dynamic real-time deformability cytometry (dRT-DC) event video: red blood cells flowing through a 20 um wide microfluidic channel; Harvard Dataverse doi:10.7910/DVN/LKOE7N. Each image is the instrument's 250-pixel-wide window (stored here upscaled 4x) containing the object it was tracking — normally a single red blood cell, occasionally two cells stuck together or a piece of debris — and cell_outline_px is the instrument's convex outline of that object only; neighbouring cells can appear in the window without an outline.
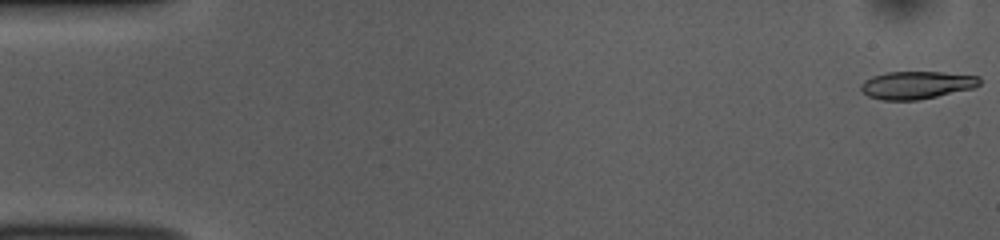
{"species": "common noctule bat (a hibernating species)", "species_latin": "Nyctalus noctula", "temperature_condition": "room temperature", "stored_images_in_passage": 52, "camera_frame_rate_fps": 3000, "um_per_image_px": 0.085, "animal": {"sex": "female", "body_mass_g": 10.0, "forearm_length_mm": 53.1}, "frame": {"image": 1, "passage_image": 1, "time_ms": 0.0, "image_size_px": [1000, 240], "cell_outline_px": [[980, 84], [972, 88], [936, 96], [916, 100], [880, 100], [868, 96], [860, 88], [860, 84], [864, 80], [872, 76], [888, 72], [944, 72], [980, 76]], "centroid_in_image_um": [77.88, 7.22], "position_along_channel_um": 7.1, "area_um2": 19.07}}
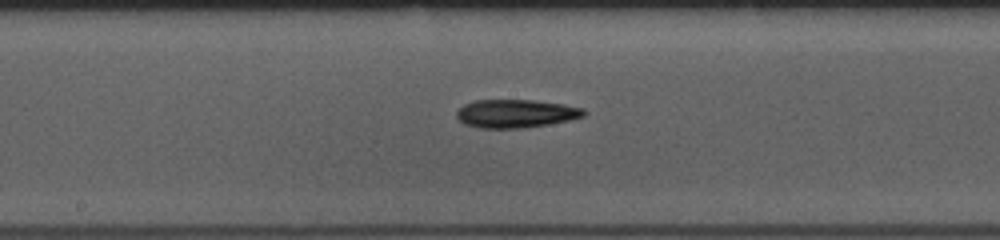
{"frame": {"image": 2, "passage_image": 27, "time_ms": 8.667, "image_size_px": [1000, 240], "cell_outline_px": [[588, 112], [584, 116], [568, 120], [548, 124], [516, 128], [480, 128], [464, 124], [456, 116], [456, 112], [464, 104], [476, 100], [532, 100], [564, 104], [584, 108]], "centroid_in_image_um": [43.85, 9.64], "position_along_channel_um": 204.4, "area_um2": 20.87}}
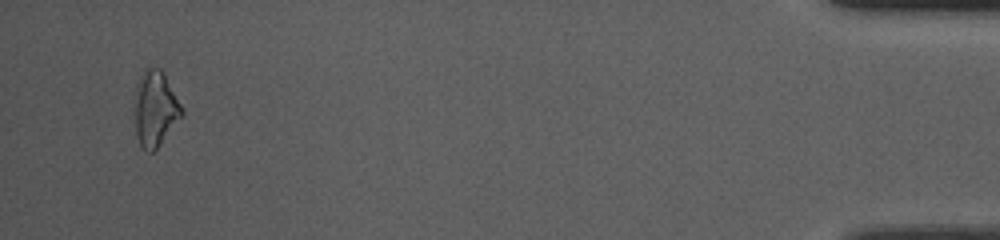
{"frame": {"image": 3, "passage_image": 50, "time_ms": 16.333, "image_size_px": [1000, 240], "cell_outline_px": [[184, 116], [160, 144], [152, 152], [144, 152], [136, 136], [136, 84], [144, 68], [160, 68], [164, 72], [184, 108]], "centroid_in_image_um": [13.24, 9.23], "position_along_channel_um": 422.0, "area_um2": 20.92}, "authors_computed_cell_mechanics": {"area_um2": 19.9121, "velocity_mm_per_s": 3.8739, "shape_relaxation_time_tau1_ms": 6.7222, "shape_relaxation_time_tau2_ms": null, "deformation_change_tau1": 0.1906, "deformation_change_tau2": null}}